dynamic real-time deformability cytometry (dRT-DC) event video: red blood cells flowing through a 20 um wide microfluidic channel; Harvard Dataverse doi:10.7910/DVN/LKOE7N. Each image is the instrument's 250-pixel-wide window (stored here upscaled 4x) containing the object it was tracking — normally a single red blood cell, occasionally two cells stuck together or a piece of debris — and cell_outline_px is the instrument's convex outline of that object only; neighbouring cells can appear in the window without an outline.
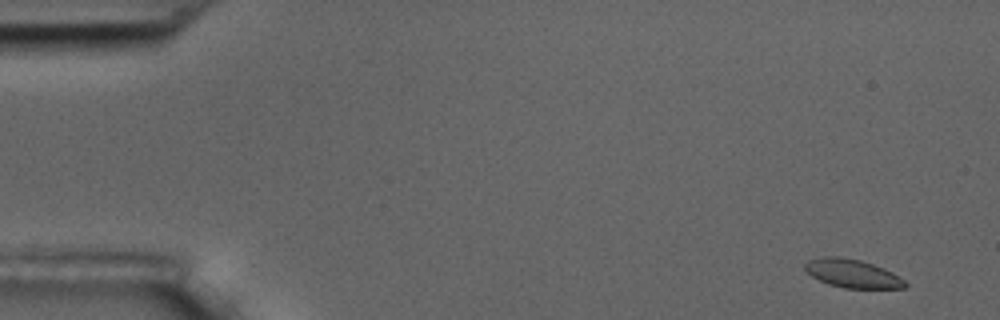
{"species": "common noctule bat (a hibernating species)", "species_latin": "Nyctalus noctula", "temperature_condition": "room temperature", "stored_images_in_passage": 5, "camera_frame_rate_fps": 3000, "um_per_image_px": 0.085, "animal": {"sex": "male", "body_mass_g": 17.5, "forearm_length_mm": 52.3}, "frame": {"image": 1, "passage_image": 1, "time_ms": 0.0, "image_size_px": [1000, 320], "cell_outline_px": [[908, 284], [904, 288], [844, 288], [828, 284], [812, 276], [804, 268], [804, 264], [808, 260], [820, 256], [836, 256], [860, 260], [884, 268], [892, 272], [904, 280]], "centroid_in_image_um": [72.44, 23.24], "position_along_channel_um": 12.6, "area_um2": 16.53}}
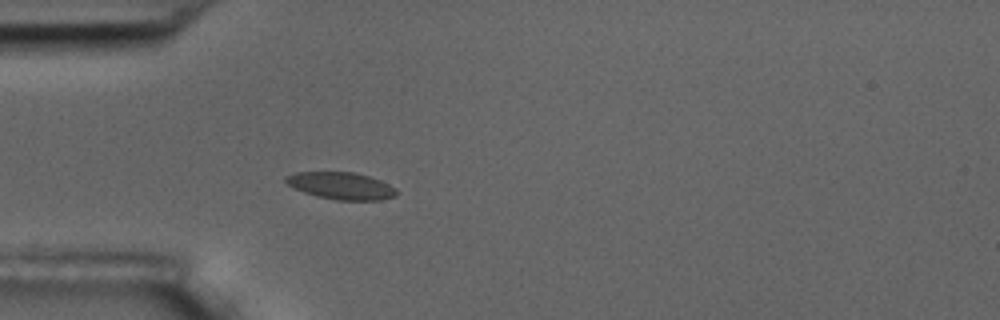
{"frame": {"image": 2, "passage_image": 5, "time_ms": 4.667, "image_size_px": [1000, 320], "cell_outline_px": [[396, 196], [380, 200], [336, 200], [316, 196], [304, 192], [288, 184], [284, 180], [284, 176], [296, 172], [352, 172], [368, 176], [380, 180], [396, 188]], "centroid_in_image_um": [28.99, 15.79], "position_along_channel_um": 56.0, "area_um2": 17.4}}